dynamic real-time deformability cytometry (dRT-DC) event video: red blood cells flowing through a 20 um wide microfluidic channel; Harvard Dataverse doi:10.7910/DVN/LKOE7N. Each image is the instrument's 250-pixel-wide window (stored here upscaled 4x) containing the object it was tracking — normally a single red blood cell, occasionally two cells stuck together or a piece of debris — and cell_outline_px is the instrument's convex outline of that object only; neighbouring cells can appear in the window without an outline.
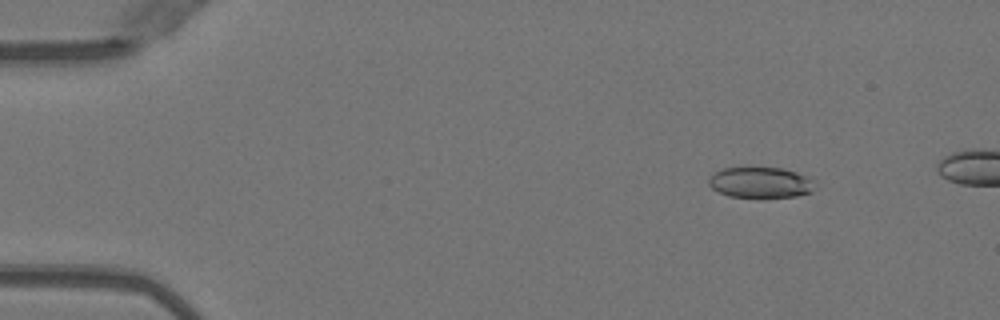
{"species": "Egyptian fruit bat (a non-hibernating species)", "species_latin": "Rousettus aegyptiacus", "temperature_condition": "warm", "stored_images_in_passage": 16, "camera_frame_rate_fps": 3000, "um_per_image_px": 0.085, "animal": {"sex": "female"}, "frame": {"image": 1, "passage_image": 7, "time_ms": 2.0, "image_size_px": [1000, 320], "cell_outline_px": [[816, 184], [812, 192], [796, 196], [764, 200], [760, 200], [728, 196], [712, 188], [708, 184], [708, 180], [716, 172], [724, 168], [780, 168], [796, 172], [812, 180]], "centroid_in_image_um": [64.66, 15.57], "position_along_channel_um": 20.3, "area_um2": 19.54}}